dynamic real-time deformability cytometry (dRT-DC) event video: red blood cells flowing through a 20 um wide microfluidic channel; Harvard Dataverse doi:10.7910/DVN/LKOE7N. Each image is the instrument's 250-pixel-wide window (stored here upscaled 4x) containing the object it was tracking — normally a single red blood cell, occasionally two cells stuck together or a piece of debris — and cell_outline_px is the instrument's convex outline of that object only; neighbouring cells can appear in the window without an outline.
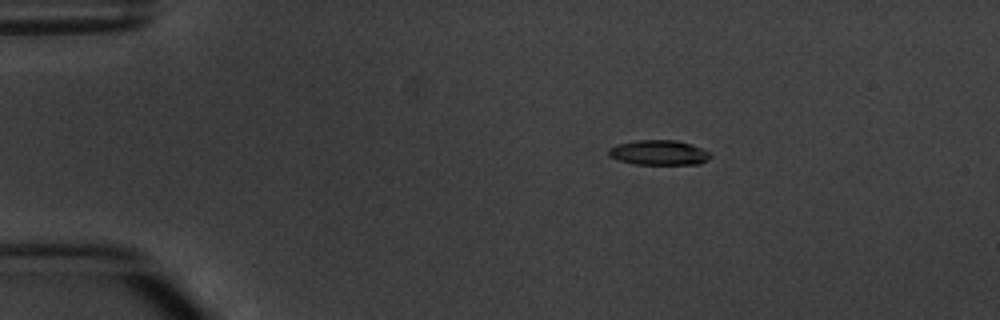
{"species": "common noctule bat (a hibernating species)", "species_latin": "Nyctalus noctula", "temperature_condition": "warm", "stored_images_in_passage": 8, "camera_frame_rate_fps": 3000, "um_per_image_px": 0.085, "animal": {"sex": "male", "body_mass_g": 20.1, "forearm_length_mm": 53.5}, "frame": {"image": 1, "passage_image": 3, "time_ms": 2.333, "image_size_px": [1000, 320], "cell_outline_px": [[712, 156], [708, 160], [700, 164], [636, 164], [620, 160], [608, 156], [608, 148], [616, 144], [636, 140], [676, 140], [692, 144], [712, 152]], "centroid_in_image_um": [56.04, 12.96], "position_along_channel_um": 29.0, "area_um2": 14.97}}
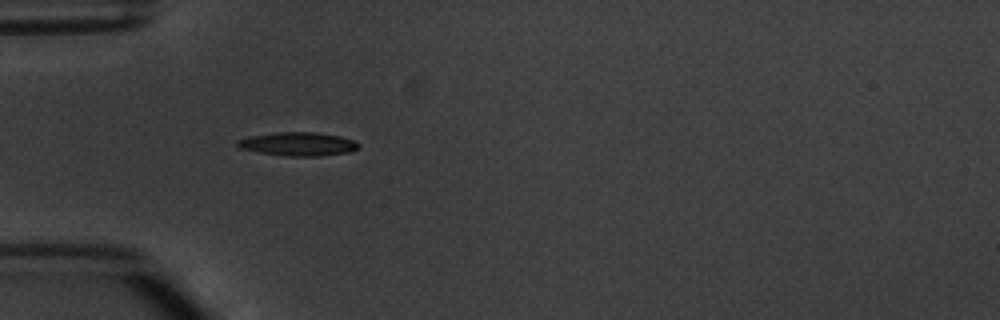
{"frame": {"image": 2, "passage_image": 5, "time_ms": 4.667, "image_size_px": [1000, 320], "cell_outline_px": [[360, 148], [348, 152], [320, 156], [284, 156], [260, 152], [240, 148], [236, 144], [236, 140], [248, 136], [276, 132], [316, 132], [340, 136], [352, 140], [360, 144]], "centroid_in_image_um": [25.33, 12.23], "position_along_channel_um": 59.7, "area_um2": 16.7}}
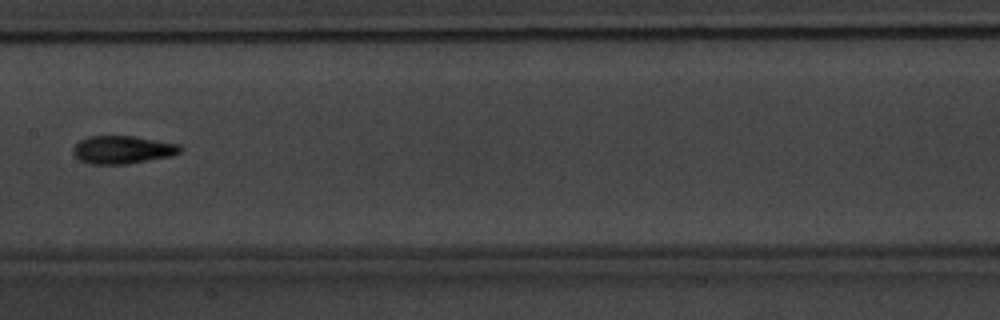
{"frame": {"image": 3, "passage_image": 8, "time_ms": 8.333, "image_size_px": [1000, 320], "cell_outline_px": [[184, 148], [180, 152], [172, 156], [128, 164], [88, 164], [80, 160], [72, 152], [72, 148], [80, 140], [88, 136], [132, 136], [180, 144]], "centroid_in_image_um": [10.43, 12.73], "position_along_channel_um": 197.0, "area_um2": 17.57}}